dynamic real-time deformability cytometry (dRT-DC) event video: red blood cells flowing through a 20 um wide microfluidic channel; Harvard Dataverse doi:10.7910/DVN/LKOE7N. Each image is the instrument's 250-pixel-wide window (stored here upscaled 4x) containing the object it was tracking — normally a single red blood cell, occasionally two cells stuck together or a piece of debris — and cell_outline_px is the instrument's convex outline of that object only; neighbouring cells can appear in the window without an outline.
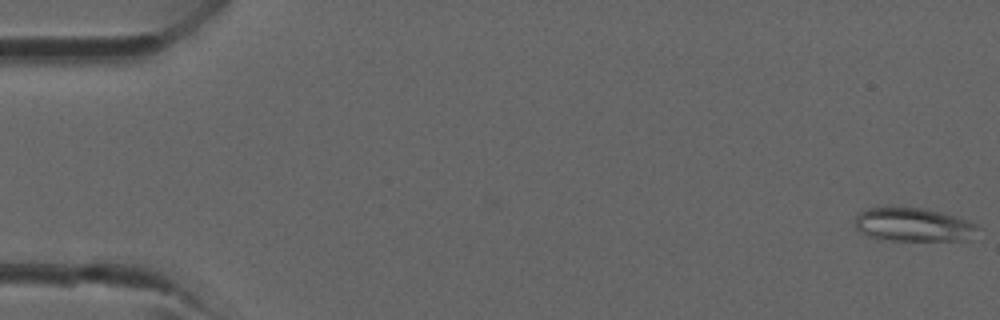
{"species": "common noctule bat (a hibernating species)", "species_latin": "Nyctalus noctula", "temperature_condition": "room temperature", "stored_images_in_passage": 38, "camera_frame_rate_fps": 3000, "um_per_image_px": 0.085, "animal": {"sex": "male", "forearm_length_mm": 52.5}, "frame": {"image": 1, "passage_image": 1, "time_ms": 0.0, "image_size_px": [1000, 320], "cell_outline_px": [[980, 228], [968, 240], [892, 240], [868, 236], [856, 228], [856, 212], [868, 208], [884, 204], [924, 208], [956, 216], [980, 224]], "centroid_in_image_um": [77.62, 19.05], "position_along_channel_um": 7.4, "area_um2": 24.74}}
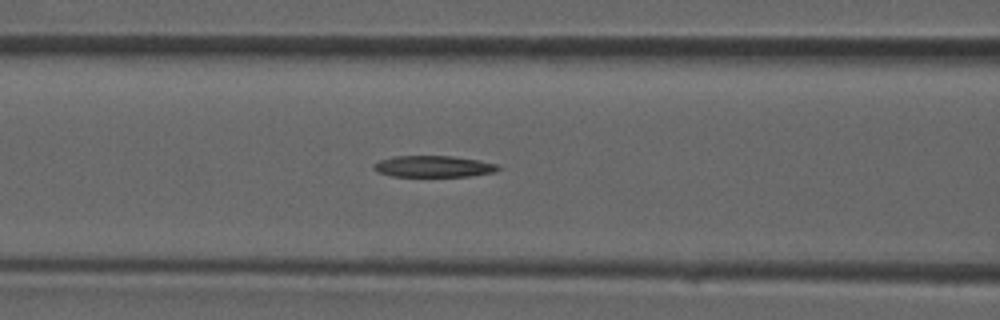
{"frame": {"image": 2, "passage_image": 16, "time_ms": 5.0, "image_size_px": [1000, 320], "cell_outline_px": [[500, 168], [496, 172], [472, 176], [392, 176], [380, 172], [372, 168], [372, 164], [380, 160], [396, 156], [452, 156], [480, 160], [500, 164]], "centroid_in_image_um": [36.91, 14.14], "position_along_channel_um": 129.7, "area_um2": 15.61}}
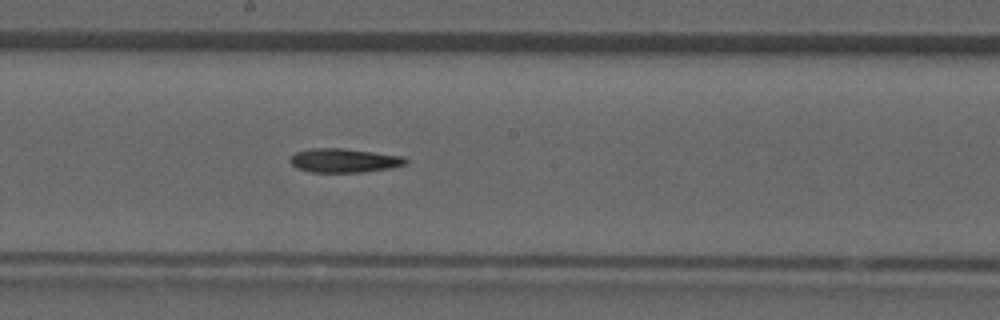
{"frame": {"image": 3, "passage_image": 21, "time_ms": 6.667, "image_size_px": [1000, 320], "cell_outline_px": [[408, 164], [392, 168], [360, 172], [312, 172], [296, 168], [288, 160], [288, 156], [296, 152], [312, 148], [344, 148], [400, 156], [408, 160]], "centroid_in_image_um": [29.21, 13.64], "position_along_channel_um": 219.0, "area_um2": 16.18}}